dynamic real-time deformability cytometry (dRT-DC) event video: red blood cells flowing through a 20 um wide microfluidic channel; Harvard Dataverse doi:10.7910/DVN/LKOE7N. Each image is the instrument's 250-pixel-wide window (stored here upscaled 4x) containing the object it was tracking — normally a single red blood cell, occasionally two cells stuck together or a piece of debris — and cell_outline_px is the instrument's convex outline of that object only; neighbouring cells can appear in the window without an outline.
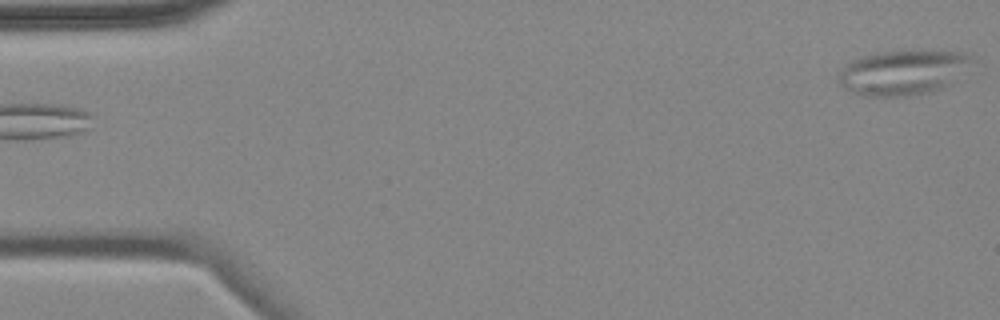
{"species": "common noctule bat (a hibernating species)", "species_latin": "Nyctalus noctula", "temperature_condition": "cold", "stored_images_in_passage": 4, "camera_frame_rate_fps": 3000, "um_per_image_px": 0.085, "animal": {"sex": "female", "body_mass_g": 18.4}, "frame": {"image": 1, "passage_image": 4, "time_ms": 4.333, "image_size_px": [1000, 320], "cell_outline_px": [[968, 56], [944, 88], [932, 92], [908, 96], [864, 96], [844, 88], [840, 84], [840, 72], [852, 60], [864, 56], [896, 48], [956, 52]], "centroid_in_image_um": [76.58, 6.15], "position_along_channel_um": 8.4, "area_um2": 33.76}}